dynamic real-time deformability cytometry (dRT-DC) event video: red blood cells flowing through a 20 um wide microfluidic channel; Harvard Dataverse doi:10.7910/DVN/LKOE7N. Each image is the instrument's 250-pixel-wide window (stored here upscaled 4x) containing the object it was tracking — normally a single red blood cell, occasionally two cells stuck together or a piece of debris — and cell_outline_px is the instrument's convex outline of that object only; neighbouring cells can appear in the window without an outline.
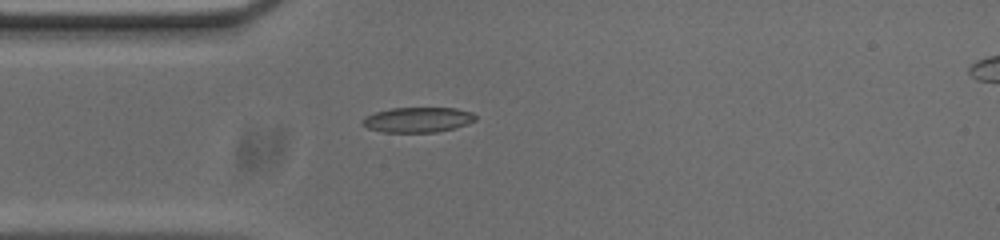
{"species": "common noctule bat (a hibernating species)", "species_latin": "Nyctalus noctula", "temperature_condition": "cold", "stored_images_in_passage": 41, "camera_frame_rate_fps": 3000, "um_per_image_px": 0.085, "animal": {"sex": "male", "body_mass_g": 20.0, "forearm_length_mm": 53.3}, "frame": {"image": 1, "passage_image": 1, "time_ms": 0.0, "image_size_px": [1000, 240], "cell_outline_px": [[476, 120], [468, 124], [456, 128], [436, 132], [384, 132], [368, 128], [360, 124], [360, 120], [364, 116], [376, 112], [392, 108], [456, 108], [472, 112], [476, 116]], "centroid_in_image_um": [35.5, 10.18], "position_along_channel_um": 49.5, "area_um2": 16.7}}
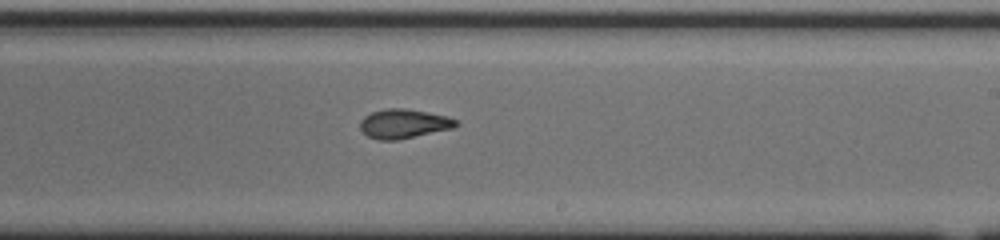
{"frame": {"image": 2, "passage_image": 18, "time_ms": 5.667, "image_size_px": [1000, 240], "cell_outline_px": [[460, 124], [456, 128], [396, 140], [380, 140], [368, 136], [360, 128], [360, 120], [364, 116], [372, 112], [388, 108], [404, 108], [428, 112], [448, 116], [456, 120]], "centroid_in_image_um": [34.36, 10.51], "position_along_channel_um": 254.6, "area_um2": 16.42}}
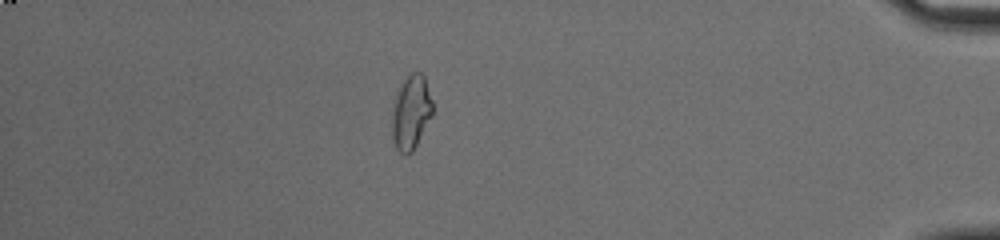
{"frame": {"image": 3, "passage_image": 34, "time_ms": 11.0, "image_size_px": [1000, 240], "cell_outline_px": [[432, 116], [412, 152], [408, 156], [404, 156], [396, 148], [392, 136], [392, 108], [396, 92], [404, 80], [412, 72], [420, 72], [424, 76], [432, 100]], "centroid_in_image_um": [34.92, 9.57], "position_along_channel_um": 400.3, "area_um2": 17.57}, "authors_computed_cell_mechanics": {"area_um2": 16.5308, "velocity_mm_per_s": 3.7097, "shape_relaxation_time_tau1_ms": 9.4227, "shape_relaxation_time_tau2_ms": 3.1836, "deformation_change_tau1": 0.227, "deformation_change_tau2": 0.0627}}